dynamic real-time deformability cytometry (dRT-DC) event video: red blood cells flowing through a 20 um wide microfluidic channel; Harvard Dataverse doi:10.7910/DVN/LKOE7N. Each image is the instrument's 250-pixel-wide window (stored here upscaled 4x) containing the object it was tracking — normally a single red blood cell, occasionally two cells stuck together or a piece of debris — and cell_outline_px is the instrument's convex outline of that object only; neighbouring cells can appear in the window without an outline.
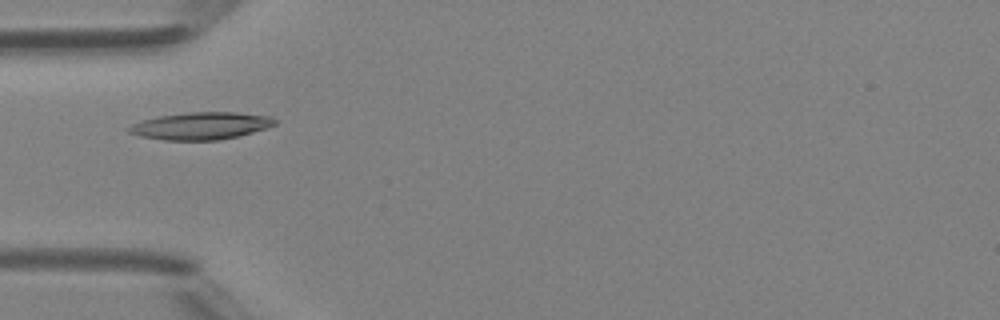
{"species": "Egyptian fruit bat (a non-hibernating species)", "species_latin": "Rousettus aegyptiacus", "temperature_condition": "room temperature", "stored_images_in_passage": 44, "camera_frame_rate_fps": 3000, "um_per_image_px": 0.085, "animal": {"sex": "female"}, "frame": {"image": 1, "passage_image": 12, "time_ms": 3.667, "image_size_px": [1000, 320], "cell_outline_px": [[276, 124], [268, 128], [220, 140], [164, 140], [140, 136], [128, 132], [128, 128], [132, 124], [140, 120], [160, 116], [188, 112], [236, 112], [272, 116], [276, 120]], "centroid_in_image_um": [17.09, 10.69], "position_along_channel_um": 67.9, "area_um2": 23.24}}
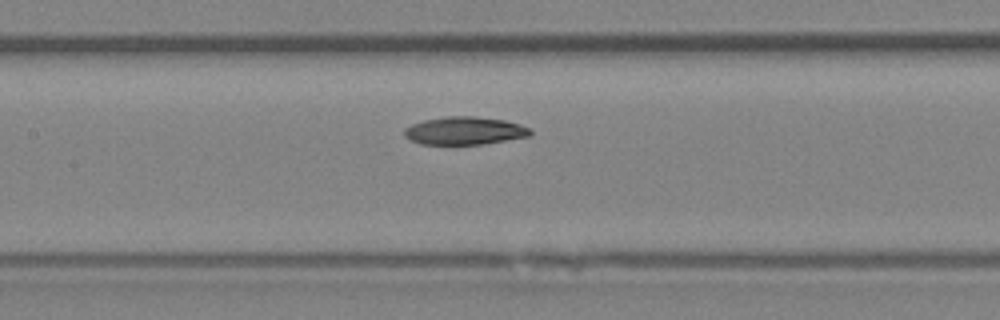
{"frame": {"image": 2, "passage_image": 19, "time_ms": 6.0, "image_size_px": [1000, 320], "cell_outline_px": [[532, 136], [480, 144], [420, 144], [404, 136], [404, 128], [412, 124], [424, 120], [444, 116], [476, 116], [504, 120], [520, 124], [532, 128]], "centroid_in_image_um": [39.52, 11.1], "position_along_channel_um": 167.9, "area_um2": 20.58}}
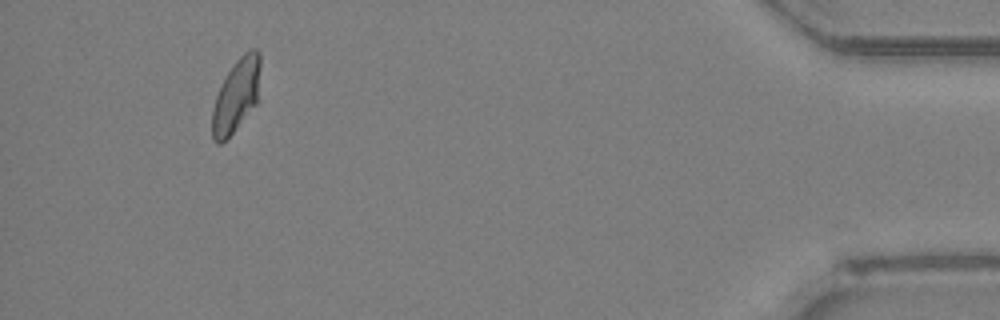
{"frame": {"image": 3, "passage_image": 41, "time_ms": 13.333, "image_size_px": [1000, 320], "cell_outline_px": [[260, 68], [256, 104], [236, 128], [220, 144], [216, 144], [212, 140], [212, 108], [216, 96], [228, 72], [236, 60], [244, 52], [252, 48], [256, 48], [260, 52]], "centroid_in_image_um": [20.07, 8.1], "position_along_channel_um": 415.1, "area_um2": 20.23}, "authors_computed_cell_mechanics": {"area_um2": 21.0392, "velocity_mm_per_s": 4.3119, "shape_relaxation_time_tau1_ms": 5.9147, "shape_relaxation_time_tau2_ms": 2.418, "deformation_change_tau1": 0.1603, "deformation_change_tau2": 0.0652}}